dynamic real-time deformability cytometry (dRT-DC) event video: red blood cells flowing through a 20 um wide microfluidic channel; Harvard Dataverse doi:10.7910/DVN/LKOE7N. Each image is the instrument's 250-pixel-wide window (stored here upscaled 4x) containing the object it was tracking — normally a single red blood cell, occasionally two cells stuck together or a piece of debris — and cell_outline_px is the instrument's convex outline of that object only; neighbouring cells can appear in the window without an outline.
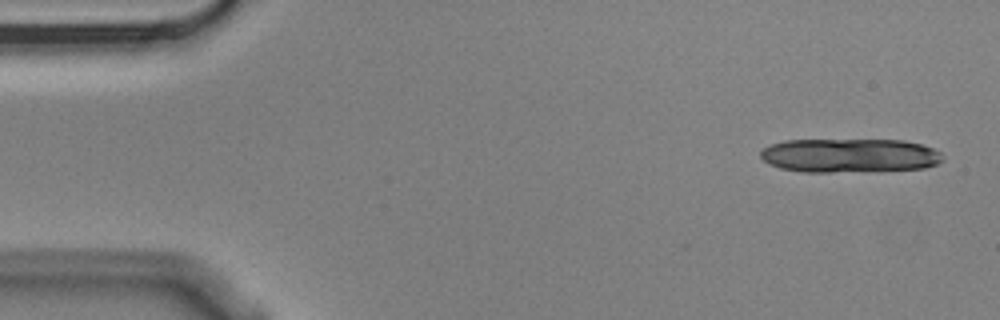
{"species": "Egyptian fruit bat (a non-hibernating species)", "species_latin": "Rousettus aegyptiacus", "temperature_condition": "cold", "stored_images_in_passage": 5, "camera_frame_rate_fps": 3000, "um_per_image_px": 0.085, "animal": {"sex": "male"}, "frame": {"image": 1, "passage_image": 1, "time_ms": 0.0, "image_size_px": [1000, 320], "cell_outline_px": [[944, 160], [936, 164], [924, 168], [832, 172], [800, 172], [780, 168], [768, 164], [760, 156], [760, 152], [764, 148], [772, 144], [784, 140], [904, 140], [920, 144], [932, 148], [940, 152], [944, 156]], "centroid_in_image_um": [72.19, 13.21], "position_along_channel_um": 12.8, "area_um2": 36.07}}
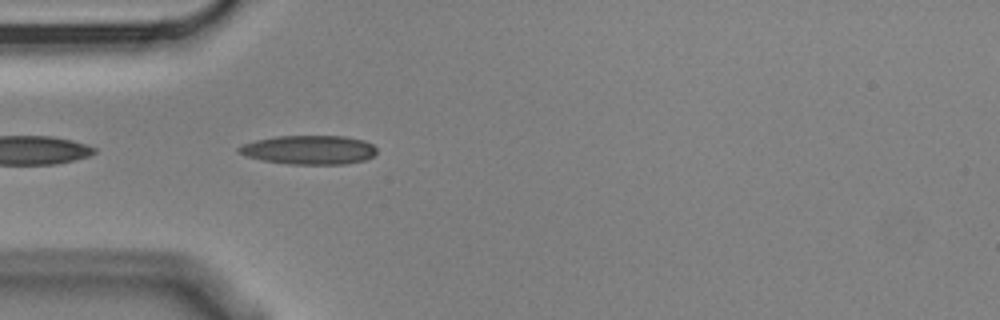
{"frame": {"image": 2, "passage_image": 5, "time_ms": 1.333, "image_size_px": [1000, 320], "cell_outline_px": [[376, 152], [372, 156], [364, 160], [344, 164], [288, 164], [264, 160], [248, 156], [236, 152], [236, 148], [244, 144], [256, 140], [276, 136], [344, 136], [364, 140], [372, 144], [376, 148]], "centroid_in_image_um": [26.27, 12.73], "position_along_channel_um": 58.7, "area_um2": 23.18}}